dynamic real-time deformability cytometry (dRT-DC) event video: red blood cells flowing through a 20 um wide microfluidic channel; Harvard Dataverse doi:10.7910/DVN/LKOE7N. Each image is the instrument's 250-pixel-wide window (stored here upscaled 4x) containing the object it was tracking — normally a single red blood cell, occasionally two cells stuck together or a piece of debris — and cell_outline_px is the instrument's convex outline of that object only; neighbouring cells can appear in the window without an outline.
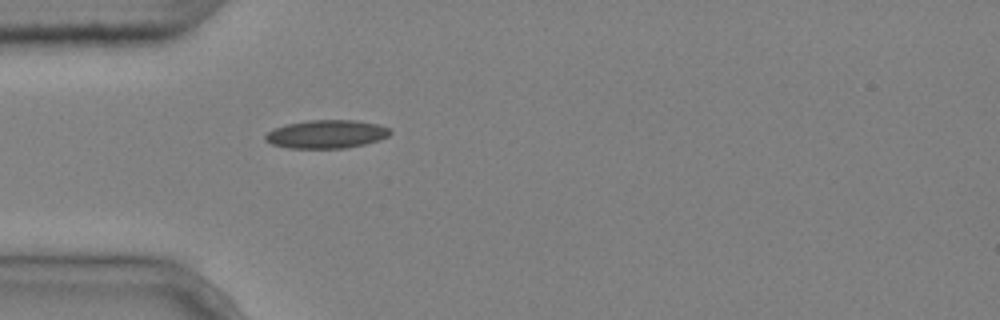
{"species": "common noctule bat (a hibernating species)", "species_latin": "Nyctalus noctula", "temperature_condition": "cold", "stored_images_in_passage": 1, "camera_frame_rate_fps": 3000, "um_per_image_px": 0.085, "animal": {"sex": "male", "body_mass_g": 20.4}, "frame": {"image": 1, "passage_image": 1, "time_ms": 0.0, "image_size_px": [1000, 320], "cell_outline_px": [[392, 132], [388, 136], [380, 140], [364, 144], [344, 148], [288, 148], [272, 144], [264, 140], [264, 136], [268, 132], [284, 124], [308, 120], [356, 120], [380, 124], [392, 128]], "centroid_in_image_um": [27.78, 11.39], "position_along_channel_um": 57.2, "area_um2": 20.81}}